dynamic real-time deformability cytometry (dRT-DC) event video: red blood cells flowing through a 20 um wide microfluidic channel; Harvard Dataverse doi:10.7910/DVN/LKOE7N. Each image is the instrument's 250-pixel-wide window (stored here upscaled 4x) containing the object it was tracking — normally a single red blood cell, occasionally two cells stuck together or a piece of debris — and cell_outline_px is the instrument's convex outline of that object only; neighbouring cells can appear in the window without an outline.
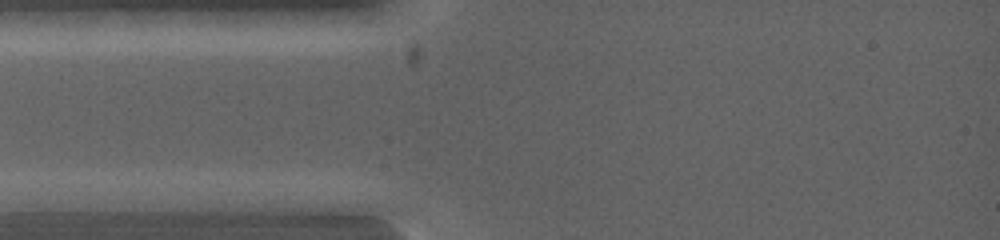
{"species": "common noctule bat (a hibernating species)", "species_latin": "Nyctalus noctula", "temperature_condition": "warm", "stored_images_in_passage": 4, "camera_frame_rate_fps": 5000, "um_per_image_px": 0.085, "animal": {"sex": "female", "body_mass_g": 19.0, "forearm_length_mm": 53.3}, "frame": {"image": 1, "passage_image": 2, "time_ms": 0.2, "image_size_px": [1000, 240], "cell_outline_px": [[140, 200], [128, 212], [24, 212], [12, 200], [20, 192], [88, 192]], "centroid_in_image_um": [6.16, 17.2], "position_along_channel_um": 78.8, "area_um2": 15.72}}